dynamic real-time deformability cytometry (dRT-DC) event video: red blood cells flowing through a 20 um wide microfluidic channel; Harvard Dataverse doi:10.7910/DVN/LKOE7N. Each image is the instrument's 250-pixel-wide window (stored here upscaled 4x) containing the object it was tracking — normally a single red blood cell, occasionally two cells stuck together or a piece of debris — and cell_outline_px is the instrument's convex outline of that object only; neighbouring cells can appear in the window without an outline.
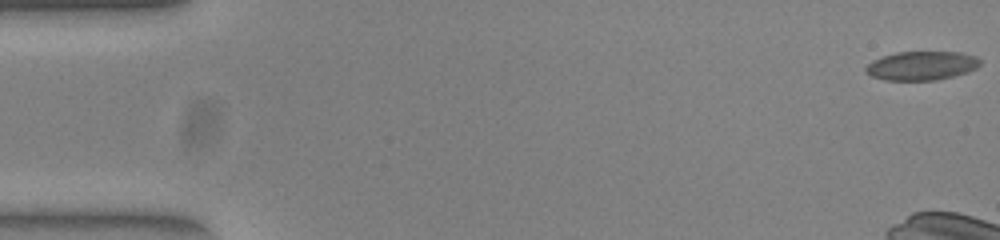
{"species": "common noctule bat (a hibernating species)", "species_latin": "Nyctalus noctula", "temperature_condition": "warm", "stored_images_in_passage": 16, "camera_frame_rate_fps": 3000, "um_per_image_px": 0.085, "animal": {"sex": "female", "body_mass_g": 23.0, "forearm_length_mm": 53.4}, "frame": {"image": 1, "passage_image": 1, "time_ms": 0.0, "image_size_px": [1000, 240], "cell_outline_px": [[980, 64], [976, 68], [968, 72], [936, 80], [884, 80], [872, 76], [864, 72], [864, 68], [872, 60], [896, 52], [960, 52], [976, 56], [980, 60]], "centroid_in_image_um": [78.32, 5.58], "position_along_channel_um": 6.7, "area_um2": 19.25}}
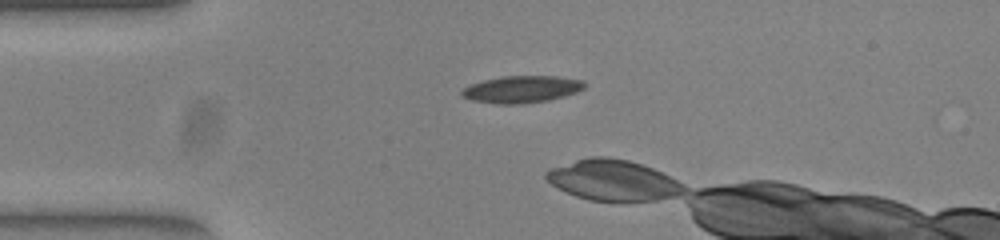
{"frame": {"image": 2, "passage_image": 13, "time_ms": 4.0, "image_size_px": [1000, 240], "cell_outline_px": [[588, 84], [584, 88], [576, 92], [564, 96], [548, 100], [524, 104], [496, 104], [472, 100], [460, 96], [460, 92], [464, 88], [472, 84], [484, 80], [504, 76], [556, 76], [584, 80]], "centroid_in_image_um": [44.36, 7.59], "position_along_channel_um": 40.6, "area_um2": 19.42}}